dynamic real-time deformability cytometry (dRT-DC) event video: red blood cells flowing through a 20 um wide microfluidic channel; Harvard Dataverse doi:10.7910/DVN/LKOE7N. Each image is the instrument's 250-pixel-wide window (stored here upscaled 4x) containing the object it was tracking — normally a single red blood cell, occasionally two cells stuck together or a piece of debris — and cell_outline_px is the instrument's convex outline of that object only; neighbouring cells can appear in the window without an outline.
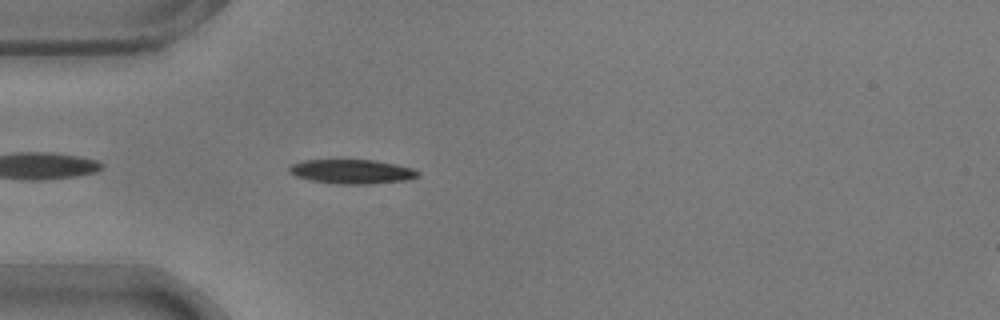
{"species": "common noctule bat (a hibernating species)", "species_latin": "Nyctalus noctula", "temperature_condition": "warm", "stored_images_in_passage": 42, "camera_frame_rate_fps": 3000, "um_per_image_px": 0.085, "animal": {"sex": "male", "body_mass_g": 17.9}, "frame": {"image": 1, "passage_image": 4, "time_ms": 1.0, "image_size_px": [1000, 320], "cell_outline_px": [[420, 176], [408, 180], [368, 184], [336, 184], [312, 180], [296, 176], [288, 172], [288, 168], [292, 164], [304, 160], [376, 160], [412, 168], [420, 172]], "centroid_in_image_um": [29.93, 14.58], "position_along_channel_um": 55.1, "area_um2": 18.21}}
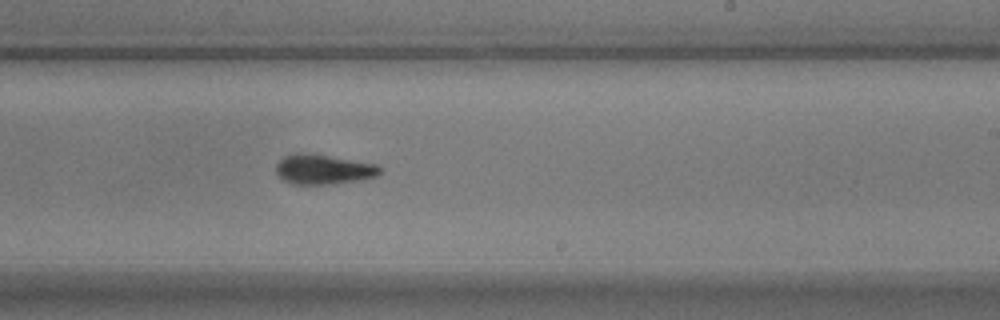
{"frame": {"image": 2, "passage_image": 21, "time_ms": 6.667, "image_size_px": [1000, 320], "cell_outline_px": [[380, 172], [376, 176], [360, 180], [336, 184], [292, 184], [284, 180], [276, 172], [276, 164], [284, 156], [296, 152], [300, 152], [328, 156], [376, 164], [380, 168]], "centroid_in_image_um": [27.46, 14.4], "position_along_channel_um": 261.5, "area_um2": 17.92}}
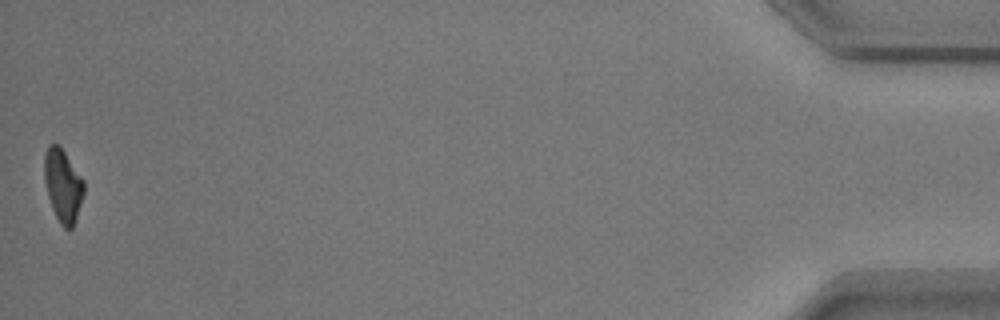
{"frame": {"image": 3, "passage_image": 42, "time_ms": 13.667, "image_size_px": [1000, 320], "cell_outline_px": [[84, 192], [72, 228], [68, 232], [60, 224], [52, 208], [48, 196], [44, 180], [44, 156], [48, 144], [60, 144], [84, 180]], "centroid_in_image_um": [5.34, 15.73], "position_along_channel_um": 429.9, "area_um2": 16.88}, "authors_computed_cell_mechanics": {"area_um2": 17.9469, "velocity_mm_per_s": 3.7424, "shape_relaxation_time_tau1_ms": 3.026, "shape_relaxation_time_tau2_ms": 3.7615, "deformation_change_tau1": 0.167, "deformation_change_tau2": 0.084}}